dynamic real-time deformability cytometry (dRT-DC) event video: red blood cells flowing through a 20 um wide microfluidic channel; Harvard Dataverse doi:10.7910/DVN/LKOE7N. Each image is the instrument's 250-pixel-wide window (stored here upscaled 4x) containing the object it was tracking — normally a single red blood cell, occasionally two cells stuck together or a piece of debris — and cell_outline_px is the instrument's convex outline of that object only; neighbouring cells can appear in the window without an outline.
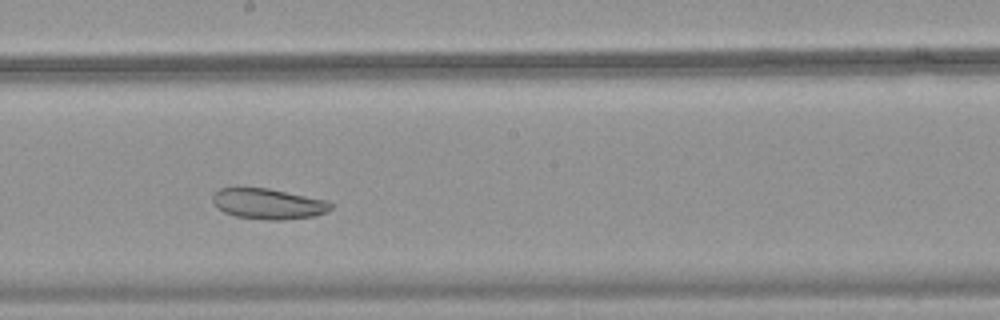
{"species": "common noctule bat (a hibernating species)", "species_latin": "Nyctalus noctula", "temperature_condition": "warm", "stored_images_in_passage": 32, "camera_frame_rate_fps": 3000, "um_per_image_px": 0.085, "animal": {"sex": "female", "body_mass_g": 18.4}, "frame": {"image": 1, "passage_image": 19, "time_ms": 6.0, "image_size_px": [1000, 320], "cell_outline_px": [[332, 208], [328, 212], [312, 216], [284, 220], [268, 220], [236, 216], [224, 212], [216, 208], [212, 200], [212, 196], [220, 188], [268, 188], [328, 200], [332, 204]], "centroid_in_image_um": [22.81, 17.33], "position_along_channel_um": 225.4, "area_um2": 21.1}}